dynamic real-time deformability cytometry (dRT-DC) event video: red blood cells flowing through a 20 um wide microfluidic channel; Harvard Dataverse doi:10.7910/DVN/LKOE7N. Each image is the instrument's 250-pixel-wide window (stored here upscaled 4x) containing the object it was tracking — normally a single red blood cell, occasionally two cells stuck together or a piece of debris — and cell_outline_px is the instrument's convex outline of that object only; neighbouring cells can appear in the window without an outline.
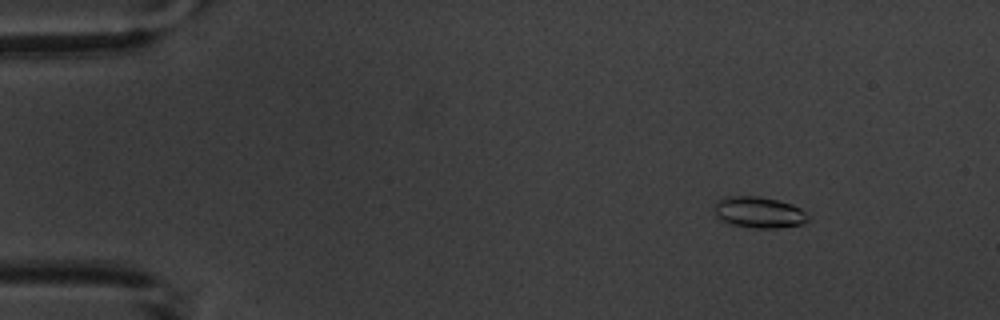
{"species": "common noctule bat (a hibernating species)", "species_latin": "Nyctalus noctula", "temperature_condition": "warm", "stored_images_in_passage": 4, "camera_frame_rate_fps": 3000, "um_per_image_px": 0.085, "animal": {"sex": "male", "body_mass_g": 20.1, "forearm_length_mm": 53.5}, "frame": {"image": 1, "passage_image": 1, "time_ms": 0.0, "image_size_px": [1000, 320], "cell_outline_px": [[812, 220], [804, 224], [776, 228], [756, 228], [732, 224], [720, 220], [716, 216], [712, 208], [716, 200], [724, 196], [760, 196], [792, 204], [800, 208]], "centroid_in_image_um": [64.48, 18.04], "position_along_channel_um": 20.5, "area_um2": 17.34}}